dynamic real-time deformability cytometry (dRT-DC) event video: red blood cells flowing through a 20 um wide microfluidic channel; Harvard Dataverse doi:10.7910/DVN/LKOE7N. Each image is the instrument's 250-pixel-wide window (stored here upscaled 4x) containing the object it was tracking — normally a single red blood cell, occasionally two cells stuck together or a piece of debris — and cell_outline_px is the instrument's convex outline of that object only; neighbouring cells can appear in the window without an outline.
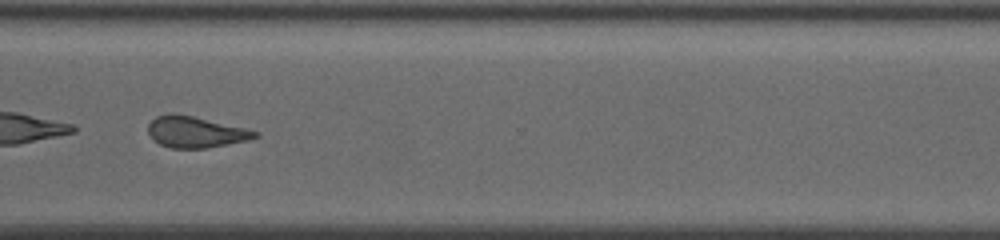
{"species": "common noctule bat (a hibernating species)", "species_latin": "Nyctalus noctula", "temperature_condition": "cold", "stored_images_in_passage": 50, "camera_frame_rate_fps": 3000, "um_per_image_px": 0.085, "animal": {"sex": "female", "body_mass_g": 19.5, "forearm_length_mm": 54.1}, "frame": {"image": 1, "passage_image": 43, "time_ms": 14.0, "image_size_px": [1000, 240], "cell_outline_px": [[260, 136], [248, 140], [208, 148], [172, 148], [160, 144], [148, 132], [148, 124], [156, 116], [168, 112], [172, 112], [192, 116], [244, 128], [260, 132]], "centroid_in_image_um": [16.62, 11.21], "position_along_channel_um": 354.0, "area_um2": 19.31}}